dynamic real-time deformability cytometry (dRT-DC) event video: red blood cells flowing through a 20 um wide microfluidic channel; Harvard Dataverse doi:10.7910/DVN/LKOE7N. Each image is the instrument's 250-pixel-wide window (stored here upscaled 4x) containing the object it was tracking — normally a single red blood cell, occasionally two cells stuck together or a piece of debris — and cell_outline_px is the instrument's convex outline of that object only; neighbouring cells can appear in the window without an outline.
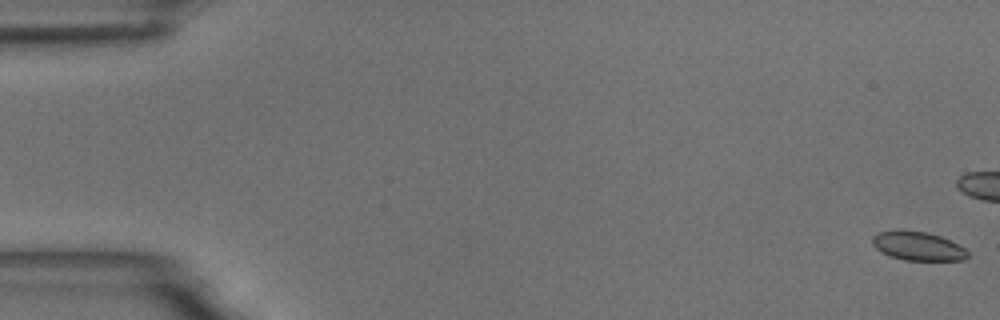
{"species": "common noctule bat (a hibernating species)", "species_latin": "Nyctalus noctula", "temperature_condition": "room temperature", "stored_images_in_passage": 57, "camera_frame_rate_fps": 3000, "um_per_image_px": 0.085, "animal": {"sex": "male", "body_mass_g": 18.8}, "frame": {"image": 1, "passage_image": 1, "time_ms": 0.0, "image_size_px": [1000, 320], "cell_outline_px": [[968, 256], [964, 260], [904, 260], [888, 256], [880, 252], [872, 244], [872, 236], [880, 232], [900, 228], [928, 232], [940, 236], [964, 248], [968, 252]], "centroid_in_image_um": [77.96, 20.9], "position_along_channel_um": 7.0, "area_um2": 16.24}}
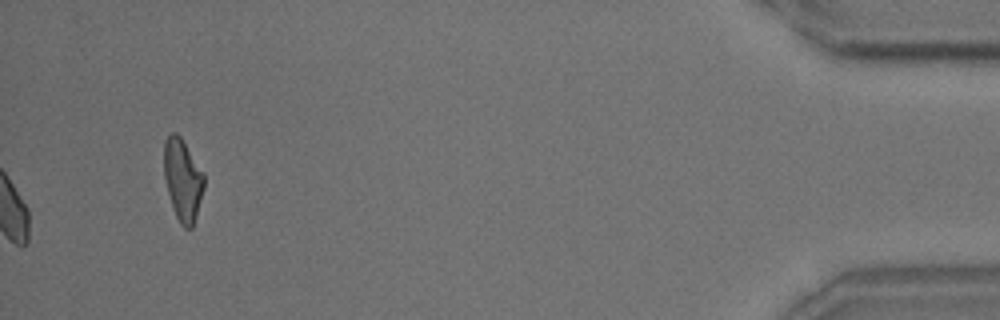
{"frame": {"image": 2, "passage_image": 57, "time_ms": 18.667, "image_size_px": [1000, 320], "cell_outline_px": [[204, 188], [196, 216], [192, 228], [184, 228], [180, 224], [172, 208], [164, 176], [164, 140], [172, 132], [176, 132], [180, 136], [204, 172]], "centroid_in_image_um": [15.53, 15.28], "position_along_channel_um": 419.7, "area_um2": 19.13}, "authors_computed_cell_mechanics": {"area_um2": 16.4152, "velocity_mm_per_s": 3.6556, "shape_relaxation_time_tau1_ms": 2.4133, "shape_relaxation_time_tau2_ms": 3.5214, "deformation_change_tau1": 0.0476, "deformation_change_tau2": 0.0744}}